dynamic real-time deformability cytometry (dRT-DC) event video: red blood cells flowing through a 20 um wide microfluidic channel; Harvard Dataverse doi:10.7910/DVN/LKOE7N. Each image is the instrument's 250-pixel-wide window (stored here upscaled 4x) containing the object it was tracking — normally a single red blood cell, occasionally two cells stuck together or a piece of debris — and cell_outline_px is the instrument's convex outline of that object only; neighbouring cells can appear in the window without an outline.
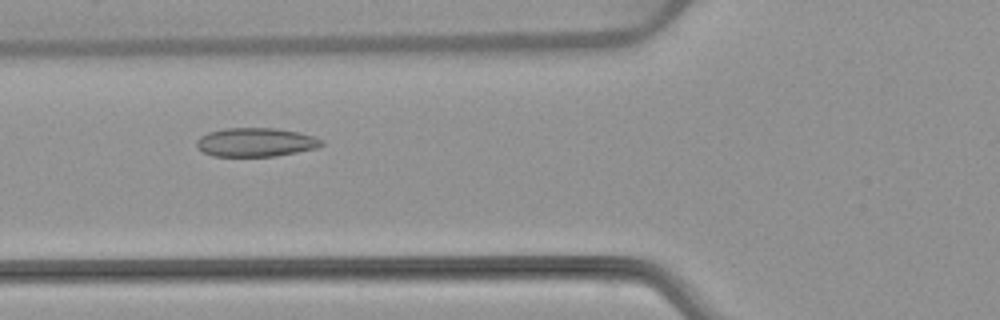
{"species": "common noctule bat (a hibernating species)", "species_latin": "Nyctalus noctula", "temperature_condition": "warm", "stored_images_in_passage": 53, "camera_frame_rate_fps": 3000, "um_per_image_px": 0.085, "animal": {"sex": "female", "body_mass_g": 22.7, "forearm_length_mm": 54.2}, "frame": {"image": 1, "passage_image": 20, "time_ms": 6.333, "image_size_px": [1000, 320], "cell_outline_px": [[324, 144], [316, 148], [296, 152], [272, 156], [212, 156], [196, 148], [196, 140], [200, 136], [208, 132], [224, 128], [276, 128], [300, 132], [324, 140]], "centroid_in_image_um": [21.71, 12.08], "position_along_channel_um": 104.1, "area_um2": 21.04}}
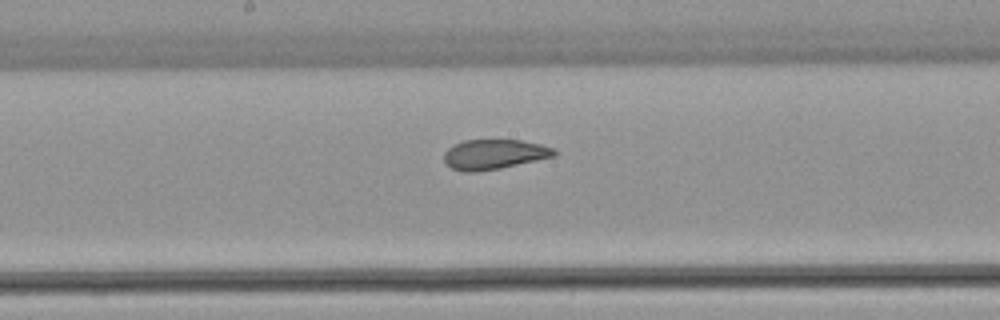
{"frame": {"image": 2, "passage_image": 28, "time_ms": 9.0, "image_size_px": [1000, 320], "cell_outline_px": [[556, 156], [500, 168], [476, 172], [464, 172], [452, 168], [444, 160], [444, 152], [452, 144], [464, 140], [520, 140], [540, 144], [556, 148]], "centroid_in_image_um": [42.0, 13.11], "position_along_channel_um": 206.2, "area_um2": 19.25}}
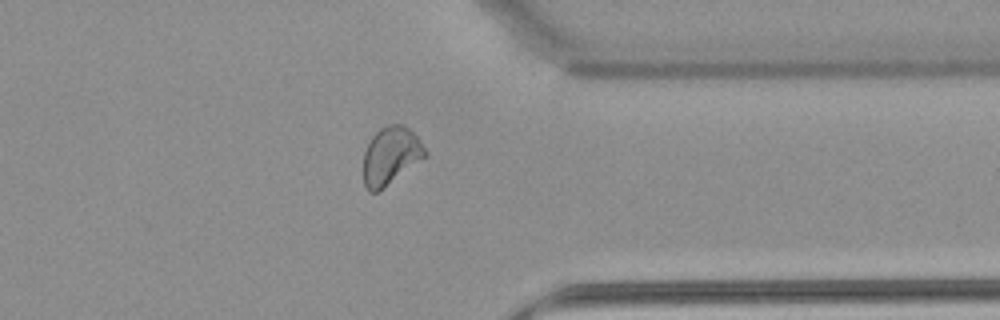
{"frame": {"image": 3, "passage_image": 42, "time_ms": 13.667, "image_size_px": [1000, 320], "cell_outline_px": [[428, 156], [384, 188], [376, 192], [368, 192], [364, 184], [364, 152], [372, 136], [380, 128], [388, 124], [400, 124], [408, 128], [416, 136], [428, 152]], "centroid_in_image_um": [33.22, 13.25], "position_along_channel_um": 378.2, "area_um2": 20.81}, "authors_computed_cell_mechanics": {"area_um2": 21.386, "velocity_mm_per_s": 3.8235, "shape_relaxation_time_tau1_ms": null, "shape_relaxation_time_tau2_ms": 1.2069, "deformation_change_tau1": null, "deformation_change_tau2": 0.0636}}